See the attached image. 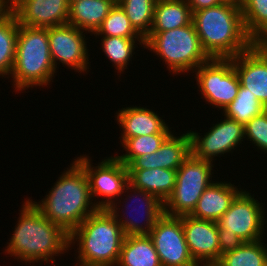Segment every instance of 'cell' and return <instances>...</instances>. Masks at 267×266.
I'll use <instances>...</instances> for the list:
<instances>
[{
	"label": "cell",
	"mask_w": 267,
	"mask_h": 266,
	"mask_svg": "<svg viewBox=\"0 0 267 266\" xmlns=\"http://www.w3.org/2000/svg\"><path fill=\"white\" fill-rule=\"evenodd\" d=\"M263 111L264 105L258 98L247 92V88L240 86L236 98L223 110V116L245 125Z\"/></svg>",
	"instance_id": "cell-30"
},
{
	"label": "cell",
	"mask_w": 267,
	"mask_h": 266,
	"mask_svg": "<svg viewBox=\"0 0 267 266\" xmlns=\"http://www.w3.org/2000/svg\"><path fill=\"white\" fill-rule=\"evenodd\" d=\"M129 183L158 197L163 203L172 195L176 182L177 170L128 169Z\"/></svg>",
	"instance_id": "cell-22"
},
{
	"label": "cell",
	"mask_w": 267,
	"mask_h": 266,
	"mask_svg": "<svg viewBox=\"0 0 267 266\" xmlns=\"http://www.w3.org/2000/svg\"><path fill=\"white\" fill-rule=\"evenodd\" d=\"M94 35L143 38L131 25L125 11L116 3Z\"/></svg>",
	"instance_id": "cell-32"
},
{
	"label": "cell",
	"mask_w": 267,
	"mask_h": 266,
	"mask_svg": "<svg viewBox=\"0 0 267 266\" xmlns=\"http://www.w3.org/2000/svg\"><path fill=\"white\" fill-rule=\"evenodd\" d=\"M18 31H19L18 20L16 16L10 11L2 20H0V76L1 77L9 78L12 72L15 62Z\"/></svg>",
	"instance_id": "cell-25"
},
{
	"label": "cell",
	"mask_w": 267,
	"mask_h": 266,
	"mask_svg": "<svg viewBox=\"0 0 267 266\" xmlns=\"http://www.w3.org/2000/svg\"><path fill=\"white\" fill-rule=\"evenodd\" d=\"M77 0H68V3L70 4L71 2H75Z\"/></svg>",
	"instance_id": "cell-41"
},
{
	"label": "cell",
	"mask_w": 267,
	"mask_h": 266,
	"mask_svg": "<svg viewBox=\"0 0 267 266\" xmlns=\"http://www.w3.org/2000/svg\"><path fill=\"white\" fill-rule=\"evenodd\" d=\"M84 169L74 160L70 168L57 179L41 201H33L41 214L71 234L90 214L99 208L95 205Z\"/></svg>",
	"instance_id": "cell-3"
},
{
	"label": "cell",
	"mask_w": 267,
	"mask_h": 266,
	"mask_svg": "<svg viewBox=\"0 0 267 266\" xmlns=\"http://www.w3.org/2000/svg\"><path fill=\"white\" fill-rule=\"evenodd\" d=\"M191 22L192 11L186 0H157L150 32L185 27Z\"/></svg>",
	"instance_id": "cell-24"
},
{
	"label": "cell",
	"mask_w": 267,
	"mask_h": 266,
	"mask_svg": "<svg viewBox=\"0 0 267 266\" xmlns=\"http://www.w3.org/2000/svg\"><path fill=\"white\" fill-rule=\"evenodd\" d=\"M145 47L165 61L169 72L181 74L196 70L210 57L203 50L193 22L164 32H150Z\"/></svg>",
	"instance_id": "cell-6"
},
{
	"label": "cell",
	"mask_w": 267,
	"mask_h": 266,
	"mask_svg": "<svg viewBox=\"0 0 267 266\" xmlns=\"http://www.w3.org/2000/svg\"><path fill=\"white\" fill-rule=\"evenodd\" d=\"M74 160L84 169L91 197H103L95 203L99 209H109L112 205L121 204L125 186L129 183L128 167L124 163L116 156L104 158L97 166L91 164L92 160L88 155H80Z\"/></svg>",
	"instance_id": "cell-8"
},
{
	"label": "cell",
	"mask_w": 267,
	"mask_h": 266,
	"mask_svg": "<svg viewBox=\"0 0 267 266\" xmlns=\"http://www.w3.org/2000/svg\"><path fill=\"white\" fill-rule=\"evenodd\" d=\"M213 125L204 137L196 131L188 132L191 138V154L212 163L214 157L235 150L238 145L243 144V139L245 140L244 125L233 119L225 116L222 121Z\"/></svg>",
	"instance_id": "cell-13"
},
{
	"label": "cell",
	"mask_w": 267,
	"mask_h": 266,
	"mask_svg": "<svg viewBox=\"0 0 267 266\" xmlns=\"http://www.w3.org/2000/svg\"><path fill=\"white\" fill-rule=\"evenodd\" d=\"M101 48L104 52L105 57L109 59L115 69L118 70L117 73L124 72L132 59L134 54L135 47L137 44L143 45L145 47V39L144 38H124L117 36H101ZM137 39V40H136ZM139 42L135 44L136 42Z\"/></svg>",
	"instance_id": "cell-28"
},
{
	"label": "cell",
	"mask_w": 267,
	"mask_h": 266,
	"mask_svg": "<svg viewBox=\"0 0 267 266\" xmlns=\"http://www.w3.org/2000/svg\"><path fill=\"white\" fill-rule=\"evenodd\" d=\"M213 167L212 162L190 154L177 169L174 191L164 203V213L171 216L190 215L202 193L214 182L211 176Z\"/></svg>",
	"instance_id": "cell-7"
},
{
	"label": "cell",
	"mask_w": 267,
	"mask_h": 266,
	"mask_svg": "<svg viewBox=\"0 0 267 266\" xmlns=\"http://www.w3.org/2000/svg\"><path fill=\"white\" fill-rule=\"evenodd\" d=\"M262 241L263 239L255 242H244L237 249L223 253L215 265L267 266V245Z\"/></svg>",
	"instance_id": "cell-26"
},
{
	"label": "cell",
	"mask_w": 267,
	"mask_h": 266,
	"mask_svg": "<svg viewBox=\"0 0 267 266\" xmlns=\"http://www.w3.org/2000/svg\"><path fill=\"white\" fill-rule=\"evenodd\" d=\"M218 238L221 254L227 251L235 250L244 243V241L241 240L236 234L226 233L219 225Z\"/></svg>",
	"instance_id": "cell-34"
},
{
	"label": "cell",
	"mask_w": 267,
	"mask_h": 266,
	"mask_svg": "<svg viewBox=\"0 0 267 266\" xmlns=\"http://www.w3.org/2000/svg\"><path fill=\"white\" fill-rule=\"evenodd\" d=\"M124 238L113 213L98 209L70 234V247L79 246L76 266H116Z\"/></svg>",
	"instance_id": "cell-4"
},
{
	"label": "cell",
	"mask_w": 267,
	"mask_h": 266,
	"mask_svg": "<svg viewBox=\"0 0 267 266\" xmlns=\"http://www.w3.org/2000/svg\"><path fill=\"white\" fill-rule=\"evenodd\" d=\"M55 71L49 47L48 27L19 24L15 62L10 74L14 89L22 91L30 87L50 85Z\"/></svg>",
	"instance_id": "cell-5"
},
{
	"label": "cell",
	"mask_w": 267,
	"mask_h": 266,
	"mask_svg": "<svg viewBox=\"0 0 267 266\" xmlns=\"http://www.w3.org/2000/svg\"><path fill=\"white\" fill-rule=\"evenodd\" d=\"M0 3L5 5L11 11L14 6L15 0H0Z\"/></svg>",
	"instance_id": "cell-37"
},
{
	"label": "cell",
	"mask_w": 267,
	"mask_h": 266,
	"mask_svg": "<svg viewBox=\"0 0 267 266\" xmlns=\"http://www.w3.org/2000/svg\"><path fill=\"white\" fill-rule=\"evenodd\" d=\"M190 154L191 138L188 131L177 137L171 133L156 152L135 158L127 167L128 169L177 170Z\"/></svg>",
	"instance_id": "cell-18"
},
{
	"label": "cell",
	"mask_w": 267,
	"mask_h": 266,
	"mask_svg": "<svg viewBox=\"0 0 267 266\" xmlns=\"http://www.w3.org/2000/svg\"><path fill=\"white\" fill-rule=\"evenodd\" d=\"M117 123L122 129L120 139H129L141 135L172 133L165 120L152 109L131 106L116 112Z\"/></svg>",
	"instance_id": "cell-19"
},
{
	"label": "cell",
	"mask_w": 267,
	"mask_h": 266,
	"mask_svg": "<svg viewBox=\"0 0 267 266\" xmlns=\"http://www.w3.org/2000/svg\"><path fill=\"white\" fill-rule=\"evenodd\" d=\"M171 133L141 135L129 139H120L126 153L116 157L128 166L135 158L156 152ZM122 140V141H121Z\"/></svg>",
	"instance_id": "cell-31"
},
{
	"label": "cell",
	"mask_w": 267,
	"mask_h": 266,
	"mask_svg": "<svg viewBox=\"0 0 267 266\" xmlns=\"http://www.w3.org/2000/svg\"><path fill=\"white\" fill-rule=\"evenodd\" d=\"M192 22L201 46L210 58H232L255 43L246 32L238 4L222 2L192 11Z\"/></svg>",
	"instance_id": "cell-2"
},
{
	"label": "cell",
	"mask_w": 267,
	"mask_h": 266,
	"mask_svg": "<svg viewBox=\"0 0 267 266\" xmlns=\"http://www.w3.org/2000/svg\"><path fill=\"white\" fill-rule=\"evenodd\" d=\"M19 214L18 223L4 250L6 254L26 264L38 261L48 264V261L56 262L54 256L69 251L70 234L45 218L30 198L25 199Z\"/></svg>",
	"instance_id": "cell-1"
},
{
	"label": "cell",
	"mask_w": 267,
	"mask_h": 266,
	"mask_svg": "<svg viewBox=\"0 0 267 266\" xmlns=\"http://www.w3.org/2000/svg\"><path fill=\"white\" fill-rule=\"evenodd\" d=\"M126 192L128 195H124L127 197L125 199L123 198V200H126V201H123V202H125V205H126L128 200L131 201L130 198H132V197H133L132 199L137 198V199L133 200L134 202L137 201L136 202L137 204L139 203V199L141 200L139 203V207L141 205L144 207V208H142V212L144 211L143 212L144 214L141 213V209L139 207H138V213L139 214L141 213V215L143 214L141 216V218H144V220L142 219L144 222L141 224L142 220H140L139 218L138 219L140 220V222H139V220L137 221L135 215L134 216L132 215L133 218L131 217V219H130L129 215L126 216L128 213V210H127V212H125L126 215L124 214V211H122L123 215L122 214L119 215L120 208L118 205H112L109 208V210L113 213V215L117 219L118 223L122 227V231H123L125 236L148 235L151 232V230L155 227V224L157 223L158 219L164 214V203L155 195L148 193L142 189L136 188L133 185H131L130 183H128L125 186L124 193H126ZM129 192H131V193L133 192L134 194L131 195ZM138 196L140 197L139 199H138ZM134 202H132V203H134ZM136 203H135L134 207L137 206ZM127 206H128V203L125 207L127 209H129L128 207L130 206V204L128 207ZM133 210H134V208H132V211ZM129 214H130V212H129Z\"/></svg>",
	"instance_id": "cell-14"
},
{
	"label": "cell",
	"mask_w": 267,
	"mask_h": 266,
	"mask_svg": "<svg viewBox=\"0 0 267 266\" xmlns=\"http://www.w3.org/2000/svg\"><path fill=\"white\" fill-rule=\"evenodd\" d=\"M246 32L255 43H267V0H242Z\"/></svg>",
	"instance_id": "cell-27"
},
{
	"label": "cell",
	"mask_w": 267,
	"mask_h": 266,
	"mask_svg": "<svg viewBox=\"0 0 267 266\" xmlns=\"http://www.w3.org/2000/svg\"><path fill=\"white\" fill-rule=\"evenodd\" d=\"M68 0H15L11 12L20 25L47 28L68 24Z\"/></svg>",
	"instance_id": "cell-17"
},
{
	"label": "cell",
	"mask_w": 267,
	"mask_h": 266,
	"mask_svg": "<svg viewBox=\"0 0 267 266\" xmlns=\"http://www.w3.org/2000/svg\"><path fill=\"white\" fill-rule=\"evenodd\" d=\"M222 2H227V3H234L241 5L242 0H221Z\"/></svg>",
	"instance_id": "cell-38"
},
{
	"label": "cell",
	"mask_w": 267,
	"mask_h": 266,
	"mask_svg": "<svg viewBox=\"0 0 267 266\" xmlns=\"http://www.w3.org/2000/svg\"><path fill=\"white\" fill-rule=\"evenodd\" d=\"M194 72L200 94L214 108L223 111L236 98L240 81L231 58H210Z\"/></svg>",
	"instance_id": "cell-9"
},
{
	"label": "cell",
	"mask_w": 267,
	"mask_h": 266,
	"mask_svg": "<svg viewBox=\"0 0 267 266\" xmlns=\"http://www.w3.org/2000/svg\"><path fill=\"white\" fill-rule=\"evenodd\" d=\"M185 240L191 257L198 265L216 264L221 257L218 238V223L182 216Z\"/></svg>",
	"instance_id": "cell-16"
},
{
	"label": "cell",
	"mask_w": 267,
	"mask_h": 266,
	"mask_svg": "<svg viewBox=\"0 0 267 266\" xmlns=\"http://www.w3.org/2000/svg\"><path fill=\"white\" fill-rule=\"evenodd\" d=\"M197 266H216L215 264H205V265H197Z\"/></svg>",
	"instance_id": "cell-39"
},
{
	"label": "cell",
	"mask_w": 267,
	"mask_h": 266,
	"mask_svg": "<svg viewBox=\"0 0 267 266\" xmlns=\"http://www.w3.org/2000/svg\"><path fill=\"white\" fill-rule=\"evenodd\" d=\"M246 190H242L219 219L218 225L226 232L236 234L244 242L264 239L265 208Z\"/></svg>",
	"instance_id": "cell-10"
},
{
	"label": "cell",
	"mask_w": 267,
	"mask_h": 266,
	"mask_svg": "<svg viewBox=\"0 0 267 266\" xmlns=\"http://www.w3.org/2000/svg\"><path fill=\"white\" fill-rule=\"evenodd\" d=\"M116 266H162L149 235L125 236Z\"/></svg>",
	"instance_id": "cell-23"
},
{
	"label": "cell",
	"mask_w": 267,
	"mask_h": 266,
	"mask_svg": "<svg viewBox=\"0 0 267 266\" xmlns=\"http://www.w3.org/2000/svg\"><path fill=\"white\" fill-rule=\"evenodd\" d=\"M191 11H198L204 8L214 7L222 3L221 0H186Z\"/></svg>",
	"instance_id": "cell-35"
},
{
	"label": "cell",
	"mask_w": 267,
	"mask_h": 266,
	"mask_svg": "<svg viewBox=\"0 0 267 266\" xmlns=\"http://www.w3.org/2000/svg\"><path fill=\"white\" fill-rule=\"evenodd\" d=\"M264 112L267 114V104L264 106Z\"/></svg>",
	"instance_id": "cell-40"
},
{
	"label": "cell",
	"mask_w": 267,
	"mask_h": 266,
	"mask_svg": "<svg viewBox=\"0 0 267 266\" xmlns=\"http://www.w3.org/2000/svg\"><path fill=\"white\" fill-rule=\"evenodd\" d=\"M117 0H77L69 5L68 24L94 34Z\"/></svg>",
	"instance_id": "cell-21"
},
{
	"label": "cell",
	"mask_w": 267,
	"mask_h": 266,
	"mask_svg": "<svg viewBox=\"0 0 267 266\" xmlns=\"http://www.w3.org/2000/svg\"><path fill=\"white\" fill-rule=\"evenodd\" d=\"M84 32L88 33L70 24L48 27L50 53L56 70L58 63H62L76 72H89V49Z\"/></svg>",
	"instance_id": "cell-12"
},
{
	"label": "cell",
	"mask_w": 267,
	"mask_h": 266,
	"mask_svg": "<svg viewBox=\"0 0 267 266\" xmlns=\"http://www.w3.org/2000/svg\"><path fill=\"white\" fill-rule=\"evenodd\" d=\"M234 186L231 182H213L202 193L190 215L197 219L218 222L229 210L235 197L243 190Z\"/></svg>",
	"instance_id": "cell-20"
},
{
	"label": "cell",
	"mask_w": 267,
	"mask_h": 266,
	"mask_svg": "<svg viewBox=\"0 0 267 266\" xmlns=\"http://www.w3.org/2000/svg\"><path fill=\"white\" fill-rule=\"evenodd\" d=\"M9 12L10 10L5 5L0 3V20H2Z\"/></svg>",
	"instance_id": "cell-36"
},
{
	"label": "cell",
	"mask_w": 267,
	"mask_h": 266,
	"mask_svg": "<svg viewBox=\"0 0 267 266\" xmlns=\"http://www.w3.org/2000/svg\"><path fill=\"white\" fill-rule=\"evenodd\" d=\"M244 137L267 153V114L264 111L244 125Z\"/></svg>",
	"instance_id": "cell-33"
},
{
	"label": "cell",
	"mask_w": 267,
	"mask_h": 266,
	"mask_svg": "<svg viewBox=\"0 0 267 266\" xmlns=\"http://www.w3.org/2000/svg\"><path fill=\"white\" fill-rule=\"evenodd\" d=\"M157 0H117L134 29L145 38L152 28Z\"/></svg>",
	"instance_id": "cell-29"
},
{
	"label": "cell",
	"mask_w": 267,
	"mask_h": 266,
	"mask_svg": "<svg viewBox=\"0 0 267 266\" xmlns=\"http://www.w3.org/2000/svg\"><path fill=\"white\" fill-rule=\"evenodd\" d=\"M162 266H197L191 257L182 226V216L163 214L148 234Z\"/></svg>",
	"instance_id": "cell-11"
},
{
	"label": "cell",
	"mask_w": 267,
	"mask_h": 266,
	"mask_svg": "<svg viewBox=\"0 0 267 266\" xmlns=\"http://www.w3.org/2000/svg\"><path fill=\"white\" fill-rule=\"evenodd\" d=\"M240 86L267 104V43H254L249 49L231 58Z\"/></svg>",
	"instance_id": "cell-15"
}]
</instances>
